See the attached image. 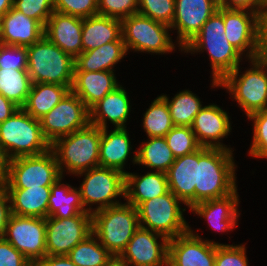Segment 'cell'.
I'll return each instance as SVG.
<instances>
[{
  "label": "cell",
  "mask_w": 267,
  "mask_h": 266,
  "mask_svg": "<svg viewBox=\"0 0 267 266\" xmlns=\"http://www.w3.org/2000/svg\"><path fill=\"white\" fill-rule=\"evenodd\" d=\"M0 145L9 160L39 155L51 149V144L43 135L40 121L22 108L0 123Z\"/></svg>",
  "instance_id": "8992f818"
},
{
  "label": "cell",
  "mask_w": 267,
  "mask_h": 266,
  "mask_svg": "<svg viewBox=\"0 0 267 266\" xmlns=\"http://www.w3.org/2000/svg\"><path fill=\"white\" fill-rule=\"evenodd\" d=\"M142 126L147 137H165L175 126L166 100L160 95L143 114Z\"/></svg>",
  "instance_id": "8d00e7d4"
},
{
  "label": "cell",
  "mask_w": 267,
  "mask_h": 266,
  "mask_svg": "<svg viewBox=\"0 0 267 266\" xmlns=\"http://www.w3.org/2000/svg\"><path fill=\"white\" fill-rule=\"evenodd\" d=\"M0 266H33L5 238L0 240Z\"/></svg>",
  "instance_id": "bcb514c9"
},
{
  "label": "cell",
  "mask_w": 267,
  "mask_h": 266,
  "mask_svg": "<svg viewBox=\"0 0 267 266\" xmlns=\"http://www.w3.org/2000/svg\"><path fill=\"white\" fill-rule=\"evenodd\" d=\"M100 140L101 129L89 124L51 144L61 175L64 177L65 172L76 175L100 166Z\"/></svg>",
  "instance_id": "3957f363"
},
{
  "label": "cell",
  "mask_w": 267,
  "mask_h": 266,
  "mask_svg": "<svg viewBox=\"0 0 267 266\" xmlns=\"http://www.w3.org/2000/svg\"><path fill=\"white\" fill-rule=\"evenodd\" d=\"M165 139L175 157L195 152L202 147L191 127L187 126H174L165 135Z\"/></svg>",
  "instance_id": "74e56055"
},
{
  "label": "cell",
  "mask_w": 267,
  "mask_h": 266,
  "mask_svg": "<svg viewBox=\"0 0 267 266\" xmlns=\"http://www.w3.org/2000/svg\"><path fill=\"white\" fill-rule=\"evenodd\" d=\"M44 36V27L12 7L0 18V44L28 47Z\"/></svg>",
  "instance_id": "44dd1931"
},
{
  "label": "cell",
  "mask_w": 267,
  "mask_h": 266,
  "mask_svg": "<svg viewBox=\"0 0 267 266\" xmlns=\"http://www.w3.org/2000/svg\"><path fill=\"white\" fill-rule=\"evenodd\" d=\"M248 63L251 66L245 72L239 70V65L219 82V87L231 93L230 96L238 102L247 117L267 109V61L256 58Z\"/></svg>",
  "instance_id": "52a82bcc"
},
{
  "label": "cell",
  "mask_w": 267,
  "mask_h": 266,
  "mask_svg": "<svg viewBox=\"0 0 267 266\" xmlns=\"http://www.w3.org/2000/svg\"><path fill=\"white\" fill-rule=\"evenodd\" d=\"M229 118L228 113L214 103L203 106L191 125L198 143L202 147L233 150L221 142L232 130Z\"/></svg>",
  "instance_id": "d6986e66"
},
{
  "label": "cell",
  "mask_w": 267,
  "mask_h": 266,
  "mask_svg": "<svg viewBox=\"0 0 267 266\" xmlns=\"http://www.w3.org/2000/svg\"><path fill=\"white\" fill-rule=\"evenodd\" d=\"M248 119L253 122V138L249 155L267 159V109L252 113Z\"/></svg>",
  "instance_id": "ab89813d"
},
{
  "label": "cell",
  "mask_w": 267,
  "mask_h": 266,
  "mask_svg": "<svg viewBox=\"0 0 267 266\" xmlns=\"http://www.w3.org/2000/svg\"><path fill=\"white\" fill-rule=\"evenodd\" d=\"M259 58L267 61V10L261 16L260 54Z\"/></svg>",
  "instance_id": "816d5d0a"
},
{
  "label": "cell",
  "mask_w": 267,
  "mask_h": 266,
  "mask_svg": "<svg viewBox=\"0 0 267 266\" xmlns=\"http://www.w3.org/2000/svg\"><path fill=\"white\" fill-rule=\"evenodd\" d=\"M132 163L150 168L153 171L166 173L175 161L165 137H148L138 150L134 151Z\"/></svg>",
  "instance_id": "d6a6232c"
},
{
  "label": "cell",
  "mask_w": 267,
  "mask_h": 266,
  "mask_svg": "<svg viewBox=\"0 0 267 266\" xmlns=\"http://www.w3.org/2000/svg\"><path fill=\"white\" fill-rule=\"evenodd\" d=\"M132 145L126 128H114L110 132L101 129L99 148V163L101 167L113 168L123 173L128 155H131Z\"/></svg>",
  "instance_id": "4316f807"
},
{
  "label": "cell",
  "mask_w": 267,
  "mask_h": 266,
  "mask_svg": "<svg viewBox=\"0 0 267 266\" xmlns=\"http://www.w3.org/2000/svg\"><path fill=\"white\" fill-rule=\"evenodd\" d=\"M62 177L52 149L39 155L21 156L9 160L4 188L51 186Z\"/></svg>",
  "instance_id": "8fae6325"
},
{
  "label": "cell",
  "mask_w": 267,
  "mask_h": 266,
  "mask_svg": "<svg viewBox=\"0 0 267 266\" xmlns=\"http://www.w3.org/2000/svg\"><path fill=\"white\" fill-rule=\"evenodd\" d=\"M169 191L166 173L150 171L145 175L125 174V200L135 208L144 201L166 194Z\"/></svg>",
  "instance_id": "484cf974"
},
{
  "label": "cell",
  "mask_w": 267,
  "mask_h": 266,
  "mask_svg": "<svg viewBox=\"0 0 267 266\" xmlns=\"http://www.w3.org/2000/svg\"><path fill=\"white\" fill-rule=\"evenodd\" d=\"M171 27L139 13L121 20V33L127 52L167 54L175 51Z\"/></svg>",
  "instance_id": "30bf717a"
},
{
  "label": "cell",
  "mask_w": 267,
  "mask_h": 266,
  "mask_svg": "<svg viewBox=\"0 0 267 266\" xmlns=\"http://www.w3.org/2000/svg\"><path fill=\"white\" fill-rule=\"evenodd\" d=\"M32 86L27 69L0 68V94L20 108Z\"/></svg>",
  "instance_id": "836d02e7"
},
{
  "label": "cell",
  "mask_w": 267,
  "mask_h": 266,
  "mask_svg": "<svg viewBox=\"0 0 267 266\" xmlns=\"http://www.w3.org/2000/svg\"><path fill=\"white\" fill-rule=\"evenodd\" d=\"M44 36L76 59L82 52V18L54 11L44 27Z\"/></svg>",
  "instance_id": "ffe728a7"
},
{
  "label": "cell",
  "mask_w": 267,
  "mask_h": 266,
  "mask_svg": "<svg viewBox=\"0 0 267 266\" xmlns=\"http://www.w3.org/2000/svg\"><path fill=\"white\" fill-rule=\"evenodd\" d=\"M75 59L43 36L27 47V71L34 83L72 86Z\"/></svg>",
  "instance_id": "277c9868"
},
{
  "label": "cell",
  "mask_w": 267,
  "mask_h": 266,
  "mask_svg": "<svg viewBox=\"0 0 267 266\" xmlns=\"http://www.w3.org/2000/svg\"><path fill=\"white\" fill-rule=\"evenodd\" d=\"M13 7L45 27L54 12V0H14Z\"/></svg>",
  "instance_id": "60d3db41"
},
{
  "label": "cell",
  "mask_w": 267,
  "mask_h": 266,
  "mask_svg": "<svg viewBox=\"0 0 267 266\" xmlns=\"http://www.w3.org/2000/svg\"><path fill=\"white\" fill-rule=\"evenodd\" d=\"M161 96L168 104L175 126L191 127L195 116L203 107L200 98L189 89L179 91L171 100L165 94Z\"/></svg>",
  "instance_id": "d590c367"
},
{
  "label": "cell",
  "mask_w": 267,
  "mask_h": 266,
  "mask_svg": "<svg viewBox=\"0 0 267 266\" xmlns=\"http://www.w3.org/2000/svg\"><path fill=\"white\" fill-rule=\"evenodd\" d=\"M184 53L197 54L208 52L212 73V87H219V82L234 71L243 59L242 54L226 39L223 8L205 22L199 33L182 49Z\"/></svg>",
  "instance_id": "6da1fadb"
},
{
  "label": "cell",
  "mask_w": 267,
  "mask_h": 266,
  "mask_svg": "<svg viewBox=\"0 0 267 266\" xmlns=\"http://www.w3.org/2000/svg\"><path fill=\"white\" fill-rule=\"evenodd\" d=\"M33 266H76L67 255H47L44 259L39 260Z\"/></svg>",
  "instance_id": "681fc988"
},
{
  "label": "cell",
  "mask_w": 267,
  "mask_h": 266,
  "mask_svg": "<svg viewBox=\"0 0 267 266\" xmlns=\"http://www.w3.org/2000/svg\"><path fill=\"white\" fill-rule=\"evenodd\" d=\"M234 150L201 147L197 150L195 204L219 199L237 189Z\"/></svg>",
  "instance_id": "7a4b0ae2"
},
{
  "label": "cell",
  "mask_w": 267,
  "mask_h": 266,
  "mask_svg": "<svg viewBox=\"0 0 267 266\" xmlns=\"http://www.w3.org/2000/svg\"><path fill=\"white\" fill-rule=\"evenodd\" d=\"M63 176L50 186L48 202V217L70 218L87 212L81 200V194L77 187L62 182Z\"/></svg>",
  "instance_id": "4dcf8cb0"
},
{
  "label": "cell",
  "mask_w": 267,
  "mask_h": 266,
  "mask_svg": "<svg viewBox=\"0 0 267 266\" xmlns=\"http://www.w3.org/2000/svg\"><path fill=\"white\" fill-rule=\"evenodd\" d=\"M67 257L76 266H108L115 260L93 233L73 248Z\"/></svg>",
  "instance_id": "e575fe53"
},
{
  "label": "cell",
  "mask_w": 267,
  "mask_h": 266,
  "mask_svg": "<svg viewBox=\"0 0 267 266\" xmlns=\"http://www.w3.org/2000/svg\"><path fill=\"white\" fill-rule=\"evenodd\" d=\"M108 266H127V265H125V264L119 262L117 259H115Z\"/></svg>",
  "instance_id": "9f6ffc18"
},
{
  "label": "cell",
  "mask_w": 267,
  "mask_h": 266,
  "mask_svg": "<svg viewBox=\"0 0 267 266\" xmlns=\"http://www.w3.org/2000/svg\"><path fill=\"white\" fill-rule=\"evenodd\" d=\"M54 11L84 19L98 15V0H54Z\"/></svg>",
  "instance_id": "7bdbcfd3"
},
{
  "label": "cell",
  "mask_w": 267,
  "mask_h": 266,
  "mask_svg": "<svg viewBox=\"0 0 267 266\" xmlns=\"http://www.w3.org/2000/svg\"><path fill=\"white\" fill-rule=\"evenodd\" d=\"M138 13L171 26L175 14V0H138Z\"/></svg>",
  "instance_id": "f35d334b"
},
{
  "label": "cell",
  "mask_w": 267,
  "mask_h": 266,
  "mask_svg": "<svg viewBox=\"0 0 267 266\" xmlns=\"http://www.w3.org/2000/svg\"><path fill=\"white\" fill-rule=\"evenodd\" d=\"M0 68L27 69V47L0 44Z\"/></svg>",
  "instance_id": "f6af8a7d"
},
{
  "label": "cell",
  "mask_w": 267,
  "mask_h": 266,
  "mask_svg": "<svg viewBox=\"0 0 267 266\" xmlns=\"http://www.w3.org/2000/svg\"><path fill=\"white\" fill-rule=\"evenodd\" d=\"M138 13V0H98V15L122 20Z\"/></svg>",
  "instance_id": "ee69618b"
},
{
  "label": "cell",
  "mask_w": 267,
  "mask_h": 266,
  "mask_svg": "<svg viewBox=\"0 0 267 266\" xmlns=\"http://www.w3.org/2000/svg\"><path fill=\"white\" fill-rule=\"evenodd\" d=\"M45 221L47 255H67L93 233L92 214L89 212L70 218L47 217Z\"/></svg>",
  "instance_id": "4fadbf2b"
},
{
  "label": "cell",
  "mask_w": 267,
  "mask_h": 266,
  "mask_svg": "<svg viewBox=\"0 0 267 266\" xmlns=\"http://www.w3.org/2000/svg\"><path fill=\"white\" fill-rule=\"evenodd\" d=\"M237 189L230 195L195 204L190 211L208 221V225L217 232H229L236 228L240 211Z\"/></svg>",
  "instance_id": "7402d4cb"
},
{
  "label": "cell",
  "mask_w": 267,
  "mask_h": 266,
  "mask_svg": "<svg viewBox=\"0 0 267 266\" xmlns=\"http://www.w3.org/2000/svg\"><path fill=\"white\" fill-rule=\"evenodd\" d=\"M115 75L113 71H74L71 91L90 109L120 86Z\"/></svg>",
  "instance_id": "d4e9b609"
},
{
  "label": "cell",
  "mask_w": 267,
  "mask_h": 266,
  "mask_svg": "<svg viewBox=\"0 0 267 266\" xmlns=\"http://www.w3.org/2000/svg\"><path fill=\"white\" fill-rule=\"evenodd\" d=\"M71 90V86H61L50 83H34L21 107L35 119H41L53 109Z\"/></svg>",
  "instance_id": "1f68e13d"
},
{
  "label": "cell",
  "mask_w": 267,
  "mask_h": 266,
  "mask_svg": "<svg viewBox=\"0 0 267 266\" xmlns=\"http://www.w3.org/2000/svg\"><path fill=\"white\" fill-rule=\"evenodd\" d=\"M219 7L224 9L249 10L261 13L259 0H219Z\"/></svg>",
  "instance_id": "c3c4849f"
},
{
  "label": "cell",
  "mask_w": 267,
  "mask_h": 266,
  "mask_svg": "<svg viewBox=\"0 0 267 266\" xmlns=\"http://www.w3.org/2000/svg\"><path fill=\"white\" fill-rule=\"evenodd\" d=\"M14 0H0V18L13 7Z\"/></svg>",
  "instance_id": "db71d44e"
},
{
  "label": "cell",
  "mask_w": 267,
  "mask_h": 266,
  "mask_svg": "<svg viewBox=\"0 0 267 266\" xmlns=\"http://www.w3.org/2000/svg\"><path fill=\"white\" fill-rule=\"evenodd\" d=\"M5 189L10 197L12 214L24 217H48L50 186Z\"/></svg>",
  "instance_id": "83f0119b"
},
{
  "label": "cell",
  "mask_w": 267,
  "mask_h": 266,
  "mask_svg": "<svg viewBox=\"0 0 267 266\" xmlns=\"http://www.w3.org/2000/svg\"><path fill=\"white\" fill-rule=\"evenodd\" d=\"M259 2L261 7V13L263 14V12L267 10V0H259Z\"/></svg>",
  "instance_id": "11a10c76"
},
{
  "label": "cell",
  "mask_w": 267,
  "mask_h": 266,
  "mask_svg": "<svg viewBox=\"0 0 267 266\" xmlns=\"http://www.w3.org/2000/svg\"><path fill=\"white\" fill-rule=\"evenodd\" d=\"M128 94L122 85L105 95L90 109V124L100 129L108 128L107 120L115 128H127L126 124L131 105Z\"/></svg>",
  "instance_id": "cb8c5ba5"
},
{
  "label": "cell",
  "mask_w": 267,
  "mask_h": 266,
  "mask_svg": "<svg viewBox=\"0 0 267 266\" xmlns=\"http://www.w3.org/2000/svg\"><path fill=\"white\" fill-rule=\"evenodd\" d=\"M261 16L249 10L223 8L226 39L248 60L259 58Z\"/></svg>",
  "instance_id": "5bb4252c"
},
{
  "label": "cell",
  "mask_w": 267,
  "mask_h": 266,
  "mask_svg": "<svg viewBox=\"0 0 267 266\" xmlns=\"http://www.w3.org/2000/svg\"><path fill=\"white\" fill-rule=\"evenodd\" d=\"M139 228L137 209L126 202L92 214L93 234L115 259Z\"/></svg>",
  "instance_id": "5b68a950"
},
{
  "label": "cell",
  "mask_w": 267,
  "mask_h": 266,
  "mask_svg": "<svg viewBox=\"0 0 267 266\" xmlns=\"http://www.w3.org/2000/svg\"><path fill=\"white\" fill-rule=\"evenodd\" d=\"M20 107L0 94V123L11 117Z\"/></svg>",
  "instance_id": "f907efd6"
},
{
  "label": "cell",
  "mask_w": 267,
  "mask_h": 266,
  "mask_svg": "<svg viewBox=\"0 0 267 266\" xmlns=\"http://www.w3.org/2000/svg\"><path fill=\"white\" fill-rule=\"evenodd\" d=\"M215 266H249L245 244L216 243Z\"/></svg>",
  "instance_id": "b9f144b4"
},
{
  "label": "cell",
  "mask_w": 267,
  "mask_h": 266,
  "mask_svg": "<svg viewBox=\"0 0 267 266\" xmlns=\"http://www.w3.org/2000/svg\"><path fill=\"white\" fill-rule=\"evenodd\" d=\"M181 203L170 190L142 202L136 207L140 227L161 234L168 240L185 234L190 226L183 216L186 208H181Z\"/></svg>",
  "instance_id": "ba28073f"
},
{
  "label": "cell",
  "mask_w": 267,
  "mask_h": 266,
  "mask_svg": "<svg viewBox=\"0 0 267 266\" xmlns=\"http://www.w3.org/2000/svg\"><path fill=\"white\" fill-rule=\"evenodd\" d=\"M165 266H174L169 260H167L166 265Z\"/></svg>",
  "instance_id": "6f0895ef"
},
{
  "label": "cell",
  "mask_w": 267,
  "mask_h": 266,
  "mask_svg": "<svg viewBox=\"0 0 267 266\" xmlns=\"http://www.w3.org/2000/svg\"><path fill=\"white\" fill-rule=\"evenodd\" d=\"M169 190L189 209L195 205L197 150L176 157L166 172Z\"/></svg>",
  "instance_id": "603a6c76"
},
{
  "label": "cell",
  "mask_w": 267,
  "mask_h": 266,
  "mask_svg": "<svg viewBox=\"0 0 267 266\" xmlns=\"http://www.w3.org/2000/svg\"><path fill=\"white\" fill-rule=\"evenodd\" d=\"M189 227L168 242V260L174 266H215L216 242L203 240Z\"/></svg>",
  "instance_id": "ac0fdd59"
},
{
  "label": "cell",
  "mask_w": 267,
  "mask_h": 266,
  "mask_svg": "<svg viewBox=\"0 0 267 266\" xmlns=\"http://www.w3.org/2000/svg\"><path fill=\"white\" fill-rule=\"evenodd\" d=\"M121 36V20L119 19L101 15L82 19L83 52L117 41Z\"/></svg>",
  "instance_id": "f546056e"
},
{
  "label": "cell",
  "mask_w": 267,
  "mask_h": 266,
  "mask_svg": "<svg viewBox=\"0 0 267 266\" xmlns=\"http://www.w3.org/2000/svg\"><path fill=\"white\" fill-rule=\"evenodd\" d=\"M40 121L46 140L53 144L90 124V111L84 102L71 90Z\"/></svg>",
  "instance_id": "7c38bea8"
},
{
  "label": "cell",
  "mask_w": 267,
  "mask_h": 266,
  "mask_svg": "<svg viewBox=\"0 0 267 266\" xmlns=\"http://www.w3.org/2000/svg\"><path fill=\"white\" fill-rule=\"evenodd\" d=\"M10 197L3 186H0V240L5 237L7 224L12 215Z\"/></svg>",
  "instance_id": "7dc6e473"
},
{
  "label": "cell",
  "mask_w": 267,
  "mask_h": 266,
  "mask_svg": "<svg viewBox=\"0 0 267 266\" xmlns=\"http://www.w3.org/2000/svg\"><path fill=\"white\" fill-rule=\"evenodd\" d=\"M122 36L117 41L106 43L90 51L82 52L75 59L74 71H113L115 65L126 56Z\"/></svg>",
  "instance_id": "f1b7e54d"
},
{
  "label": "cell",
  "mask_w": 267,
  "mask_h": 266,
  "mask_svg": "<svg viewBox=\"0 0 267 266\" xmlns=\"http://www.w3.org/2000/svg\"><path fill=\"white\" fill-rule=\"evenodd\" d=\"M218 7L219 0H175L174 20L170 27L177 30L176 44L181 52Z\"/></svg>",
  "instance_id": "e0dca14e"
},
{
  "label": "cell",
  "mask_w": 267,
  "mask_h": 266,
  "mask_svg": "<svg viewBox=\"0 0 267 266\" xmlns=\"http://www.w3.org/2000/svg\"><path fill=\"white\" fill-rule=\"evenodd\" d=\"M4 238L32 265L47 256L45 218L12 214Z\"/></svg>",
  "instance_id": "9a60e30c"
},
{
  "label": "cell",
  "mask_w": 267,
  "mask_h": 266,
  "mask_svg": "<svg viewBox=\"0 0 267 266\" xmlns=\"http://www.w3.org/2000/svg\"><path fill=\"white\" fill-rule=\"evenodd\" d=\"M8 164L9 159L0 145V186H3L6 182L8 175Z\"/></svg>",
  "instance_id": "f5cc1de1"
},
{
  "label": "cell",
  "mask_w": 267,
  "mask_h": 266,
  "mask_svg": "<svg viewBox=\"0 0 267 266\" xmlns=\"http://www.w3.org/2000/svg\"><path fill=\"white\" fill-rule=\"evenodd\" d=\"M85 176L78 188L87 212L96 211L121 204L116 198H125V173L107 167H95L76 174ZM94 204L97 206L92 207ZM87 207V208H86Z\"/></svg>",
  "instance_id": "9c48e42d"
},
{
  "label": "cell",
  "mask_w": 267,
  "mask_h": 266,
  "mask_svg": "<svg viewBox=\"0 0 267 266\" xmlns=\"http://www.w3.org/2000/svg\"><path fill=\"white\" fill-rule=\"evenodd\" d=\"M168 242L161 234L140 227L116 259L127 266H165Z\"/></svg>",
  "instance_id": "2e32d148"
}]
</instances>
